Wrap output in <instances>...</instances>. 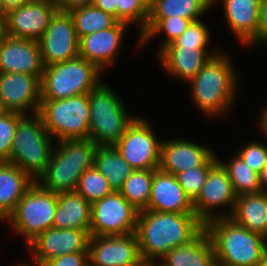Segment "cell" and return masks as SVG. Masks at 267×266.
<instances>
[{
	"label": "cell",
	"mask_w": 267,
	"mask_h": 266,
	"mask_svg": "<svg viewBox=\"0 0 267 266\" xmlns=\"http://www.w3.org/2000/svg\"><path fill=\"white\" fill-rule=\"evenodd\" d=\"M205 230L194 213L143 210L138 213L136 235L144 263H155L172 249L189 244Z\"/></svg>",
	"instance_id": "cell-1"
},
{
	"label": "cell",
	"mask_w": 267,
	"mask_h": 266,
	"mask_svg": "<svg viewBox=\"0 0 267 266\" xmlns=\"http://www.w3.org/2000/svg\"><path fill=\"white\" fill-rule=\"evenodd\" d=\"M220 266H257L267 253V238L251 232L229 217L205 223Z\"/></svg>",
	"instance_id": "cell-2"
},
{
	"label": "cell",
	"mask_w": 267,
	"mask_h": 266,
	"mask_svg": "<svg viewBox=\"0 0 267 266\" xmlns=\"http://www.w3.org/2000/svg\"><path fill=\"white\" fill-rule=\"evenodd\" d=\"M217 51L189 81L196 106L208 117L227 114L237 94V74L232 60Z\"/></svg>",
	"instance_id": "cell-3"
},
{
	"label": "cell",
	"mask_w": 267,
	"mask_h": 266,
	"mask_svg": "<svg viewBox=\"0 0 267 266\" xmlns=\"http://www.w3.org/2000/svg\"><path fill=\"white\" fill-rule=\"evenodd\" d=\"M56 144L37 182L57 194L76 191L81 175L94 166L97 145L91 139L61 140Z\"/></svg>",
	"instance_id": "cell-4"
},
{
	"label": "cell",
	"mask_w": 267,
	"mask_h": 266,
	"mask_svg": "<svg viewBox=\"0 0 267 266\" xmlns=\"http://www.w3.org/2000/svg\"><path fill=\"white\" fill-rule=\"evenodd\" d=\"M52 139L38 113L24 115L16 125L8 162L19 167L36 182L49 164L55 145Z\"/></svg>",
	"instance_id": "cell-5"
},
{
	"label": "cell",
	"mask_w": 267,
	"mask_h": 266,
	"mask_svg": "<svg viewBox=\"0 0 267 266\" xmlns=\"http://www.w3.org/2000/svg\"><path fill=\"white\" fill-rule=\"evenodd\" d=\"M90 108L89 135L97 146L114 145L125 133L135 116L128 114L113 89L101 82L88 93Z\"/></svg>",
	"instance_id": "cell-6"
},
{
	"label": "cell",
	"mask_w": 267,
	"mask_h": 266,
	"mask_svg": "<svg viewBox=\"0 0 267 266\" xmlns=\"http://www.w3.org/2000/svg\"><path fill=\"white\" fill-rule=\"evenodd\" d=\"M101 72L80 56L45 66L40 80L41 99H66L89 93L102 81Z\"/></svg>",
	"instance_id": "cell-7"
},
{
	"label": "cell",
	"mask_w": 267,
	"mask_h": 266,
	"mask_svg": "<svg viewBox=\"0 0 267 266\" xmlns=\"http://www.w3.org/2000/svg\"><path fill=\"white\" fill-rule=\"evenodd\" d=\"M38 114L48 133L58 141L88 139V93L66 99H41Z\"/></svg>",
	"instance_id": "cell-8"
},
{
	"label": "cell",
	"mask_w": 267,
	"mask_h": 266,
	"mask_svg": "<svg viewBox=\"0 0 267 266\" xmlns=\"http://www.w3.org/2000/svg\"><path fill=\"white\" fill-rule=\"evenodd\" d=\"M57 209V193L44 189L37 181L24 193L6 221L22 235L28 245L39 234L53 227Z\"/></svg>",
	"instance_id": "cell-9"
},
{
	"label": "cell",
	"mask_w": 267,
	"mask_h": 266,
	"mask_svg": "<svg viewBox=\"0 0 267 266\" xmlns=\"http://www.w3.org/2000/svg\"><path fill=\"white\" fill-rule=\"evenodd\" d=\"M139 211L119 191L91 203L92 236L127 235L136 232Z\"/></svg>",
	"instance_id": "cell-10"
},
{
	"label": "cell",
	"mask_w": 267,
	"mask_h": 266,
	"mask_svg": "<svg viewBox=\"0 0 267 266\" xmlns=\"http://www.w3.org/2000/svg\"><path fill=\"white\" fill-rule=\"evenodd\" d=\"M161 143L150 123L136 116L113 146L130 166L148 170L159 169Z\"/></svg>",
	"instance_id": "cell-11"
},
{
	"label": "cell",
	"mask_w": 267,
	"mask_h": 266,
	"mask_svg": "<svg viewBox=\"0 0 267 266\" xmlns=\"http://www.w3.org/2000/svg\"><path fill=\"white\" fill-rule=\"evenodd\" d=\"M58 10L55 0H31L6 13L2 22L3 34L39 40Z\"/></svg>",
	"instance_id": "cell-12"
},
{
	"label": "cell",
	"mask_w": 267,
	"mask_h": 266,
	"mask_svg": "<svg viewBox=\"0 0 267 266\" xmlns=\"http://www.w3.org/2000/svg\"><path fill=\"white\" fill-rule=\"evenodd\" d=\"M38 41L44 66L79 56V39L68 11L58 10Z\"/></svg>",
	"instance_id": "cell-13"
},
{
	"label": "cell",
	"mask_w": 267,
	"mask_h": 266,
	"mask_svg": "<svg viewBox=\"0 0 267 266\" xmlns=\"http://www.w3.org/2000/svg\"><path fill=\"white\" fill-rule=\"evenodd\" d=\"M89 266H142L136 232L89 238Z\"/></svg>",
	"instance_id": "cell-14"
},
{
	"label": "cell",
	"mask_w": 267,
	"mask_h": 266,
	"mask_svg": "<svg viewBox=\"0 0 267 266\" xmlns=\"http://www.w3.org/2000/svg\"><path fill=\"white\" fill-rule=\"evenodd\" d=\"M236 194L233 190L228 172L223 165L217 161L208 171V176L202 191L193 202L194 214L205 224L217 217H229L233 212ZM230 207L226 215L213 214L216 208ZM212 213V214H211Z\"/></svg>",
	"instance_id": "cell-15"
},
{
	"label": "cell",
	"mask_w": 267,
	"mask_h": 266,
	"mask_svg": "<svg viewBox=\"0 0 267 266\" xmlns=\"http://www.w3.org/2000/svg\"><path fill=\"white\" fill-rule=\"evenodd\" d=\"M90 231L51 227L39 234L27 246L33 250L34 262L77 252H89Z\"/></svg>",
	"instance_id": "cell-16"
},
{
	"label": "cell",
	"mask_w": 267,
	"mask_h": 266,
	"mask_svg": "<svg viewBox=\"0 0 267 266\" xmlns=\"http://www.w3.org/2000/svg\"><path fill=\"white\" fill-rule=\"evenodd\" d=\"M38 40L0 37V73H26L40 80L44 72Z\"/></svg>",
	"instance_id": "cell-17"
},
{
	"label": "cell",
	"mask_w": 267,
	"mask_h": 266,
	"mask_svg": "<svg viewBox=\"0 0 267 266\" xmlns=\"http://www.w3.org/2000/svg\"><path fill=\"white\" fill-rule=\"evenodd\" d=\"M0 98L8 111L37 114L41 103L40 79L26 73H0ZM30 109V110H28Z\"/></svg>",
	"instance_id": "cell-18"
},
{
	"label": "cell",
	"mask_w": 267,
	"mask_h": 266,
	"mask_svg": "<svg viewBox=\"0 0 267 266\" xmlns=\"http://www.w3.org/2000/svg\"><path fill=\"white\" fill-rule=\"evenodd\" d=\"M128 24L117 22L113 27L87 34L79 39V56L95 64L101 71L114 64Z\"/></svg>",
	"instance_id": "cell-19"
},
{
	"label": "cell",
	"mask_w": 267,
	"mask_h": 266,
	"mask_svg": "<svg viewBox=\"0 0 267 266\" xmlns=\"http://www.w3.org/2000/svg\"><path fill=\"white\" fill-rule=\"evenodd\" d=\"M214 155L215 152L211 148L191 141L166 139L161 143L159 169L175 175L187 169L204 166Z\"/></svg>",
	"instance_id": "cell-20"
},
{
	"label": "cell",
	"mask_w": 267,
	"mask_h": 266,
	"mask_svg": "<svg viewBox=\"0 0 267 266\" xmlns=\"http://www.w3.org/2000/svg\"><path fill=\"white\" fill-rule=\"evenodd\" d=\"M146 210L169 213H194L193 202L173 174L154 171L151 196Z\"/></svg>",
	"instance_id": "cell-21"
},
{
	"label": "cell",
	"mask_w": 267,
	"mask_h": 266,
	"mask_svg": "<svg viewBox=\"0 0 267 266\" xmlns=\"http://www.w3.org/2000/svg\"><path fill=\"white\" fill-rule=\"evenodd\" d=\"M157 51L163 69L171 77L188 82L198 74L210 57L218 53L208 52L206 47L189 46H165Z\"/></svg>",
	"instance_id": "cell-22"
},
{
	"label": "cell",
	"mask_w": 267,
	"mask_h": 266,
	"mask_svg": "<svg viewBox=\"0 0 267 266\" xmlns=\"http://www.w3.org/2000/svg\"><path fill=\"white\" fill-rule=\"evenodd\" d=\"M226 21L241 44H256L261 0H222Z\"/></svg>",
	"instance_id": "cell-23"
},
{
	"label": "cell",
	"mask_w": 267,
	"mask_h": 266,
	"mask_svg": "<svg viewBox=\"0 0 267 266\" xmlns=\"http://www.w3.org/2000/svg\"><path fill=\"white\" fill-rule=\"evenodd\" d=\"M229 218L247 230L267 238V192L237 196Z\"/></svg>",
	"instance_id": "cell-24"
},
{
	"label": "cell",
	"mask_w": 267,
	"mask_h": 266,
	"mask_svg": "<svg viewBox=\"0 0 267 266\" xmlns=\"http://www.w3.org/2000/svg\"><path fill=\"white\" fill-rule=\"evenodd\" d=\"M91 203L76 191L57 194L54 228L90 231Z\"/></svg>",
	"instance_id": "cell-25"
},
{
	"label": "cell",
	"mask_w": 267,
	"mask_h": 266,
	"mask_svg": "<svg viewBox=\"0 0 267 266\" xmlns=\"http://www.w3.org/2000/svg\"><path fill=\"white\" fill-rule=\"evenodd\" d=\"M161 260V266L217 265L214 246L205 230L189 244L172 248Z\"/></svg>",
	"instance_id": "cell-26"
},
{
	"label": "cell",
	"mask_w": 267,
	"mask_h": 266,
	"mask_svg": "<svg viewBox=\"0 0 267 266\" xmlns=\"http://www.w3.org/2000/svg\"><path fill=\"white\" fill-rule=\"evenodd\" d=\"M34 181L19 167L0 162V212L7 219Z\"/></svg>",
	"instance_id": "cell-27"
},
{
	"label": "cell",
	"mask_w": 267,
	"mask_h": 266,
	"mask_svg": "<svg viewBox=\"0 0 267 266\" xmlns=\"http://www.w3.org/2000/svg\"><path fill=\"white\" fill-rule=\"evenodd\" d=\"M94 166L114 191H119L125 180L136 170L123 159L113 145L97 146Z\"/></svg>",
	"instance_id": "cell-28"
},
{
	"label": "cell",
	"mask_w": 267,
	"mask_h": 266,
	"mask_svg": "<svg viewBox=\"0 0 267 266\" xmlns=\"http://www.w3.org/2000/svg\"><path fill=\"white\" fill-rule=\"evenodd\" d=\"M217 0H157L149 10V18H168L176 16L193 22L209 11Z\"/></svg>",
	"instance_id": "cell-29"
},
{
	"label": "cell",
	"mask_w": 267,
	"mask_h": 266,
	"mask_svg": "<svg viewBox=\"0 0 267 266\" xmlns=\"http://www.w3.org/2000/svg\"><path fill=\"white\" fill-rule=\"evenodd\" d=\"M68 12L72 16L78 39L87 34L109 29L118 22L115 16L93 4L76 7Z\"/></svg>",
	"instance_id": "cell-30"
},
{
	"label": "cell",
	"mask_w": 267,
	"mask_h": 266,
	"mask_svg": "<svg viewBox=\"0 0 267 266\" xmlns=\"http://www.w3.org/2000/svg\"><path fill=\"white\" fill-rule=\"evenodd\" d=\"M155 170L157 169H136L119 190L122 196L139 212L148 207Z\"/></svg>",
	"instance_id": "cell-31"
},
{
	"label": "cell",
	"mask_w": 267,
	"mask_h": 266,
	"mask_svg": "<svg viewBox=\"0 0 267 266\" xmlns=\"http://www.w3.org/2000/svg\"><path fill=\"white\" fill-rule=\"evenodd\" d=\"M234 157L226 163L218 161L228 172L236 196L261 192L260 174L248 167L240 156Z\"/></svg>",
	"instance_id": "cell-32"
},
{
	"label": "cell",
	"mask_w": 267,
	"mask_h": 266,
	"mask_svg": "<svg viewBox=\"0 0 267 266\" xmlns=\"http://www.w3.org/2000/svg\"><path fill=\"white\" fill-rule=\"evenodd\" d=\"M192 20L182 18H176V16L168 18H148L144 32L139 36V46H142L144 43H147L148 40L153 38L158 34L166 33V37L160 45L159 49L161 50L169 43L173 42L178 38L192 23Z\"/></svg>",
	"instance_id": "cell-33"
},
{
	"label": "cell",
	"mask_w": 267,
	"mask_h": 266,
	"mask_svg": "<svg viewBox=\"0 0 267 266\" xmlns=\"http://www.w3.org/2000/svg\"><path fill=\"white\" fill-rule=\"evenodd\" d=\"M76 192L82 195L88 202L93 203L112 194L114 190L95 166H92L79 178Z\"/></svg>",
	"instance_id": "cell-34"
},
{
	"label": "cell",
	"mask_w": 267,
	"mask_h": 266,
	"mask_svg": "<svg viewBox=\"0 0 267 266\" xmlns=\"http://www.w3.org/2000/svg\"><path fill=\"white\" fill-rule=\"evenodd\" d=\"M217 161L218 156L215 154L204 166L187 169L175 174L178 183L192 202L200 195L206 182L208 171Z\"/></svg>",
	"instance_id": "cell-35"
},
{
	"label": "cell",
	"mask_w": 267,
	"mask_h": 266,
	"mask_svg": "<svg viewBox=\"0 0 267 266\" xmlns=\"http://www.w3.org/2000/svg\"><path fill=\"white\" fill-rule=\"evenodd\" d=\"M149 18V10L143 5L141 0H118L117 20L126 24H139L141 35L146 27Z\"/></svg>",
	"instance_id": "cell-36"
},
{
	"label": "cell",
	"mask_w": 267,
	"mask_h": 266,
	"mask_svg": "<svg viewBox=\"0 0 267 266\" xmlns=\"http://www.w3.org/2000/svg\"><path fill=\"white\" fill-rule=\"evenodd\" d=\"M23 116L22 113L11 111L0 116V162H8L16 125Z\"/></svg>",
	"instance_id": "cell-37"
},
{
	"label": "cell",
	"mask_w": 267,
	"mask_h": 266,
	"mask_svg": "<svg viewBox=\"0 0 267 266\" xmlns=\"http://www.w3.org/2000/svg\"><path fill=\"white\" fill-rule=\"evenodd\" d=\"M207 26L198 20L192 22L187 29L167 46L207 47L210 34Z\"/></svg>",
	"instance_id": "cell-38"
},
{
	"label": "cell",
	"mask_w": 267,
	"mask_h": 266,
	"mask_svg": "<svg viewBox=\"0 0 267 266\" xmlns=\"http://www.w3.org/2000/svg\"><path fill=\"white\" fill-rule=\"evenodd\" d=\"M238 152L236 155L240 156L248 167L259 174L267 165V146H264L263 143L251 141Z\"/></svg>",
	"instance_id": "cell-39"
},
{
	"label": "cell",
	"mask_w": 267,
	"mask_h": 266,
	"mask_svg": "<svg viewBox=\"0 0 267 266\" xmlns=\"http://www.w3.org/2000/svg\"><path fill=\"white\" fill-rule=\"evenodd\" d=\"M40 264L41 266H89V252L65 254Z\"/></svg>",
	"instance_id": "cell-40"
},
{
	"label": "cell",
	"mask_w": 267,
	"mask_h": 266,
	"mask_svg": "<svg viewBox=\"0 0 267 266\" xmlns=\"http://www.w3.org/2000/svg\"><path fill=\"white\" fill-rule=\"evenodd\" d=\"M262 43L267 45V0H261L256 31V44Z\"/></svg>",
	"instance_id": "cell-41"
},
{
	"label": "cell",
	"mask_w": 267,
	"mask_h": 266,
	"mask_svg": "<svg viewBox=\"0 0 267 266\" xmlns=\"http://www.w3.org/2000/svg\"><path fill=\"white\" fill-rule=\"evenodd\" d=\"M59 10L69 11L76 7L91 5L93 0H55Z\"/></svg>",
	"instance_id": "cell-42"
},
{
	"label": "cell",
	"mask_w": 267,
	"mask_h": 266,
	"mask_svg": "<svg viewBox=\"0 0 267 266\" xmlns=\"http://www.w3.org/2000/svg\"><path fill=\"white\" fill-rule=\"evenodd\" d=\"M92 4L104 12L112 14L117 19L118 0H93Z\"/></svg>",
	"instance_id": "cell-43"
},
{
	"label": "cell",
	"mask_w": 267,
	"mask_h": 266,
	"mask_svg": "<svg viewBox=\"0 0 267 266\" xmlns=\"http://www.w3.org/2000/svg\"><path fill=\"white\" fill-rule=\"evenodd\" d=\"M31 0H1L2 5L5 9V13L9 12L10 10L19 8L25 4H27Z\"/></svg>",
	"instance_id": "cell-44"
},
{
	"label": "cell",
	"mask_w": 267,
	"mask_h": 266,
	"mask_svg": "<svg viewBox=\"0 0 267 266\" xmlns=\"http://www.w3.org/2000/svg\"><path fill=\"white\" fill-rule=\"evenodd\" d=\"M260 186L262 188V191L267 192V165L263 169V171L260 173Z\"/></svg>",
	"instance_id": "cell-45"
},
{
	"label": "cell",
	"mask_w": 267,
	"mask_h": 266,
	"mask_svg": "<svg viewBox=\"0 0 267 266\" xmlns=\"http://www.w3.org/2000/svg\"><path fill=\"white\" fill-rule=\"evenodd\" d=\"M260 118L261 119L259 120V125L261 126V129L267 130V106H266L264 112H262V115Z\"/></svg>",
	"instance_id": "cell-46"
},
{
	"label": "cell",
	"mask_w": 267,
	"mask_h": 266,
	"mask_svg": "<svg viewBox=\"0 0 267 266\" xmlns=\"http://www.w3.org/2000/svg\"><path fill=\"white\" fill-rule=\"evenodd\" d=\"M157 0H141L143 5L150 10L156 3Z\"/></svg>",
	"instance_id": "cell-47"
},
{
	"label": "cell",
	"mask_w": 267,
	"mask_h": 266,
	"mask_svg": "<svg viewBox=\"0 0 267 266\" xmlns=\"http://www.w3.org/2000/svg\"><path fill=\"white\" fill-rule=\"evenodd\" d=\"M5 16H6L5 9H4L2 2L0 0V22L4 21Z\"/></svg>",
	"instance_id": "cell-48"
},
{
	"label": "cell",
	"mask_w": 267,
	"mask_h": 266,
	"mask_svg": "<svg viewBox=\"0 0 267 266\" xmlns=\"http://www.w3.org/2000/svg\"><path fill=\"white\" fill-rule=\"evenodd\" d=\"M8 112V110L5 108L1 98H0V116L6 114Z\"/></svg>",
	"instance_id": "cell-49"
},
{
	"label": "cell",
	"mask_w": 267,
	"mask_h": 266,
	"mask_svg": "<svg viewBox=\"0 0 267 266\" xmlns=\"http://www.w3.org/2000/svg\"><path fill=\"white\" fill-rule=\"evenodd\" d=\"M257 266H267V253L263 256L262 260L257 264Z\"/></svg>",
	"instance_id": "cell-50"
},
{
	"label": "cell",
	"mask_w": 267,
	"mask_h": 266,
	"mask_svg": "<svg viewBox=\"0 0 267 266\" xmlns=\"http://www.w3.org/2000/svg\"><path fill=\"white\" fill-rule=\"evenodd\" d=\"M3 34V29H2V22H0V37Z\"/></svg>",
	"instance_id": "cell-51"
},
{
	"label": "cell",
	"mask_w": 267,
	"mask_h": 266,
	"mask_svg": "<svg viewBox=\"0 0 267 266\" xmlns=\"http://www.w3.org/2000/svg\"><path fill=\"white\" fill-rule=\"evenodd\" d=\"M3 220V221H5L6 220V218L2 215V213L0 212V220Z\"/></svg>",
	"instance_id": "cell-52"
},
{
	"label": "cell",
	"mask_w": 267,
	"mask_h": 266,
	"mask_svg": "<svg viewBox=\"0 0 267 266\" xmlns=\"http://www.w3.org/2000/svg\"><path fill=\"white\" fill-rule=\"evenodd\" d=\"M36 264V266H41V264L40 263H35ZM20 266H30V265H28V264H22V265H20Z\"/></svg>",
	"instance_id": "cell-53"
},
{
	"label": "cell",
	"mask_w": 267,
	"mask_h": 266,
	"mask_svg": "<svg viewBox=\"0 0 267 266\" xmlns=\"http://www.w3.org/2000/svg\"><path fill=\"white\" fill-rule=\"evenodd\" d=\"M151 266H161L160 264L155 263H149Z\"/></svg>",
	"instance_id": "cell-54"
},
{
	"label": "cell",
	"mask_w": 267,
	"mask_h": 266,
	"mask_svg": "<svg viewBox=\"0 0 267 266\" xmlns=\"http://www.w3.org/2000/svg\"><path fill=\"white\" fill-rule=\"evenodd\" d=\"M142 266H151L149 263H144Z\"/></svg>",
	"instance_id": "cell-55"
},
{
	"label": "cell",
	"mask_w": 267,
	"mask_h": 266,
	"mask_svg": "<svg viewBox=\"0 0 267 266\" xmlns=\"http://www.w3.org/2000/svg\"><path fill=\"white\" fill-rule=\"evenodd\" d=\"M265 133V136H267V130H262Z\"/></svg>",
	"instance_id": "cell-56"
}]
</instances>
